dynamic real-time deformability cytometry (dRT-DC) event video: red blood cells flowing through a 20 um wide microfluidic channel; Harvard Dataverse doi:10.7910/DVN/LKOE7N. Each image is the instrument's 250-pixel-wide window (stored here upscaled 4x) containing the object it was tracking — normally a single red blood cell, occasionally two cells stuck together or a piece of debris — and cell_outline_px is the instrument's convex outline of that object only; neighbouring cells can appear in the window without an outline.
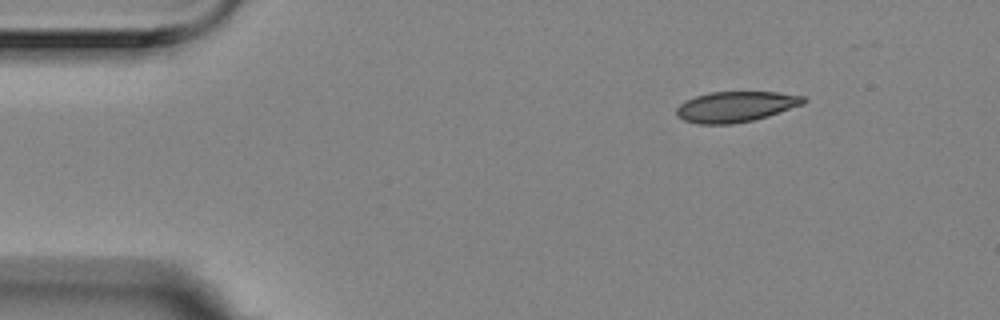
{"species": "Egyptian fruit bat (a non-hibernating species)", "species_latin": "Rousettus aegyptiacus", "temperature_condition": "room temperature", "stored_images_in_passage": 7, "segment_of_instrument_passage": [2, 2], "camera_frame_rate_fps": 3000, "um_per_image_px": 0.085, "animal": {"sex": "female"}, "frame": {"image": 1, "passage_image": 7, "time_ms": 2.0, "image_size_px": [1000, 320], "cell_outline_px": [[808, 100], [804, 104], [768, 116], [752, 120], [732, 124], [696, 124], [684, 120], [676, 116], [676, 108], [680, 104], [696, 96], [708, 92], [776, 92], [804, 96]], "centroid_in_image_um": [62.54, 9.07], "position_along_channel_um": 22.5, "area_um2": 22.66}}